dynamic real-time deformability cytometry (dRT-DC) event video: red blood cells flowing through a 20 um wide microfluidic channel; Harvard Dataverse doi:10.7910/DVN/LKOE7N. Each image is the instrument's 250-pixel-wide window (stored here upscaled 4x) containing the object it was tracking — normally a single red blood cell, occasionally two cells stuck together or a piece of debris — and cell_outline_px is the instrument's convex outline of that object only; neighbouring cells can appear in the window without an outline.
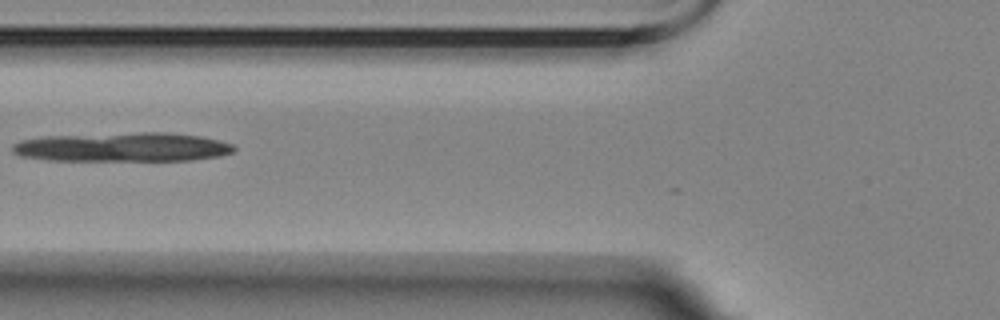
{"species": "Egyptian fruit bat (a non-hibernating species)", "species_latin": "Rousettus aegyptiacus", "temperature_condition": "room temperature", "stored_images_in_passage": 4, "camera_frame_rate_fps": 3000, "um_per_image_px": 0.085, "animal": {"sex": "female"}, "frame": {"image": 1, "passage_image": 2, "time_ms": 1.333, "image_size_px": [1000, 320], "cell_outline_px": [[236, 152], [220, 156], [188, 160], [48, 160], [20, 156], [12, 152], [12, 144], [20, 140], [44, 136], [140, 132], [168, 132], [200, 136], [220, 140], [232, 144], [236, 148]], "centroid_in_image_um": [10.43, 12.49], "position_along_channel_um": 115.4, "area_um2": 37.8}}
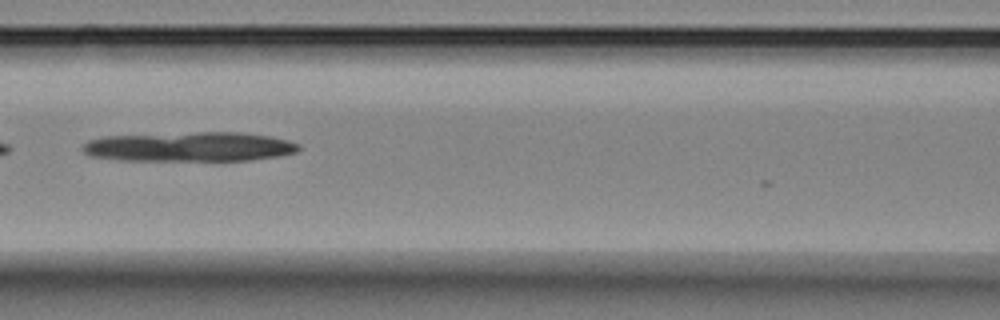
{"frame": {"image": 2, "passage_image": 3, "time_ms": 2.333, "image_size_px": [1000, 320], "cell_outline_px": [[300, 148], [296, 152], [276, 156], [248, 160], [120, 160], [88, 156], [80, 148], [88, 140], [104, 136], [196, 132], [240, 132], [272, 136], [288, 140], [300, 144]], "centroid_in_image_um": [16.09, 12.46], "position_along_channel_um": 150.5, "area_um2": 37.28}}